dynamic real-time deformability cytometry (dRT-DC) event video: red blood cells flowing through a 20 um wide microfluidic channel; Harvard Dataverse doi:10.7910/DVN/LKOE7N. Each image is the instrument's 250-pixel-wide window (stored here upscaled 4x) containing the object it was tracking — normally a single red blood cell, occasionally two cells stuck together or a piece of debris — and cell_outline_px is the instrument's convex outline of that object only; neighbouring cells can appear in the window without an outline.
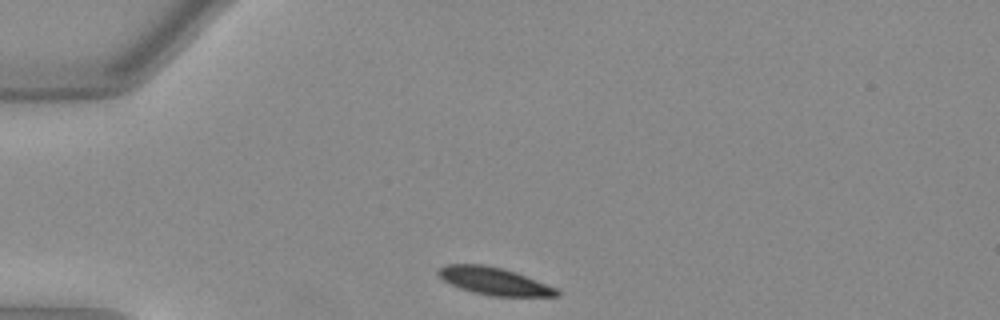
{"species": "Egyptian fruit bat (a non-hibernating species)", "species_latin": "Rousettus aegyptiacus", "temperature_condition": "warm", "stored_images_in_passage": 32, "camera_frame_rate_fps": 3000, "um_per_image_px": 0.085, "animal": {"sex": "female"}, "frame": {"image": 1, "passage_image": 1, "time_ms": 0.0, "image_size_px": [1000, 320], "cell_outline_px": [[560, 296], [492, 296], [472, 292], [460, 288], [444, 280], [436, 272], [444, 264], [480, 264], [500, 268], [516, 272], [556, 288], [560, 292]], "centroid_in_image_um": [42.0, 23.9], "position_along_channel_um": 43.0, "area_um2": 18.73}}
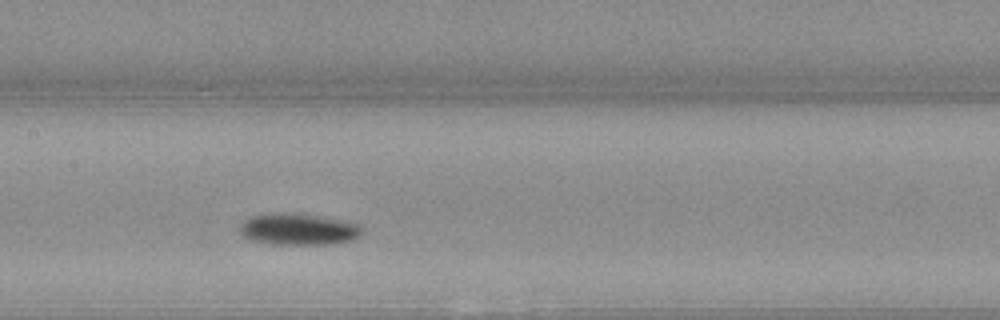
{"frame": {"image": 2, "passage_image": 14, "time_ms": 4.333, "image_size_px": [1000, 320], "cell_outline_px": [[360, 232], [352, 240], [336, 244], [268, 244], [248, 240], [240, 232], [240, 224], [244, 220], [252, 216], [312, 216], [340, 220], [356, 224], [360, 228]], "centroid_in_image_um": [25.32, 19.56], "position_along_channel_um": 182.1, "area_um2": 21.15}}
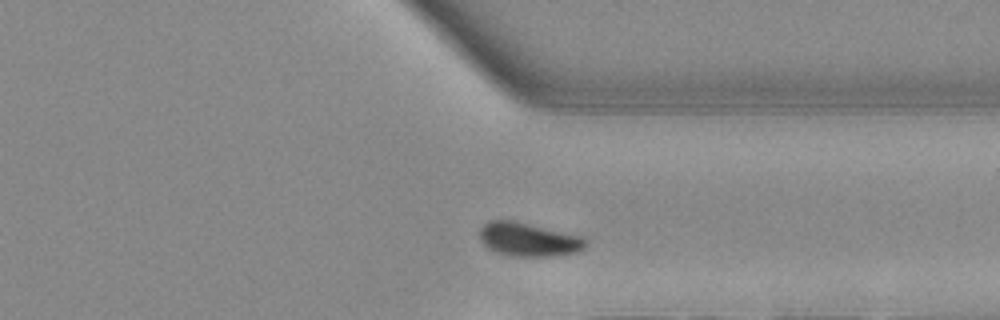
{"frame": {"image": 3, "passage_image": 28, "time_ms": 9.0, "image_size_px": [1000, 320], "cell_outline_px": [[584, 248], [576, 252], [548, 256], [508, 256], [496, 252], [488, 248], [480, 240], [480, 228], [484, 224], [492, 220], [512, 220], [584, 236]], "centroid_in_image_um": [44.89, 20.35], "position_along_channel_um": 366.5, "area_um2": 20.63}, "authors_computed_cell_mechanics": {"area_um2": 20.9236, "velocity_mm_per_s": 3.9515, "shape_relaxation_time_tau1_ms": 3.1522, "shape_relaxation_time_tau2_ms": null, "deformation_change_tau1": 0.133, "deformation_change_tau2": null}}